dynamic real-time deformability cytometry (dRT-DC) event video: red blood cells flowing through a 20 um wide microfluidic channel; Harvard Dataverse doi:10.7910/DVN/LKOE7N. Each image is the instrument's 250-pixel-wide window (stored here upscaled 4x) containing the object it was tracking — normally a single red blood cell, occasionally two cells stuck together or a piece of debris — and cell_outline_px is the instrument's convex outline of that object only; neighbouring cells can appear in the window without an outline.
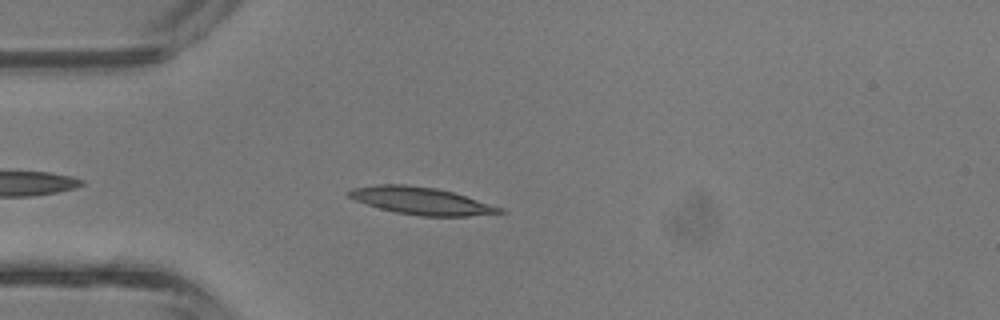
{"species": "common noctule bat (a hibernating species)", "species_latin": "Nyctalus noctula", "temperature_condition": "room temperature", "stored_images_in_passage": 33, "camera_frame_rate_fps": 3000, "um_per_image_px": 0.085, "animal": {"sex": "male", "body_mass_g": 13.3}, "frame": {"image": 1, "passage_image": 4, "time_ms": 1.0, "image_size_px": [1000, 320], "cell_outline_px": [[508, 212], [468, 216], [420, 216], [396, 212], [380, 208], [356, 200], [348, 196], [344, 192], [352, 188], [376, 184], [408, 184], [436, 188], [452, 192], [504, 208]], "centroid_in_image_um": [35.8, 17.06], "position_along_channel_um": 49.2, "area_um2": 23.99}}
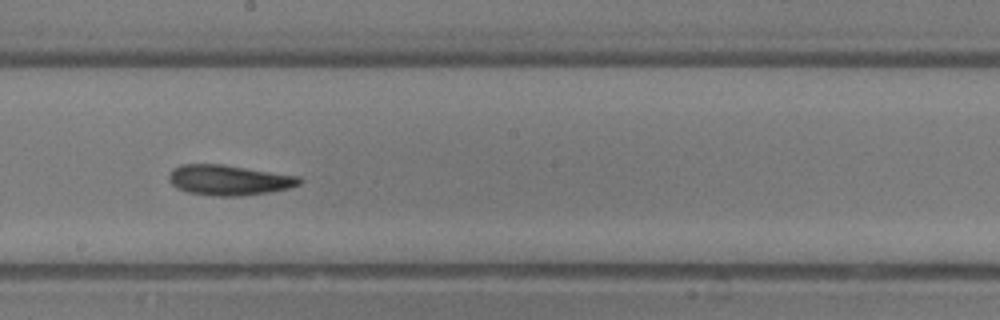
{"frame": {"image": 2, "passage_image": 16, "time_ms": 5.0, "image_size_px": [1000, 320], "cell_outline_px": [[304, 180], [300, 184], [288, 188], [268, 192], [240, 196], [212, 196], [188, 192], [176, 188], [168, 180], [168, 176], [172, 168], [180, 164], [224, 164], [300, 176]], "centroid_in_image_um": [19.44, 15.3], "position_along_channel_um": 228.8, "area_um2": 23.29}}
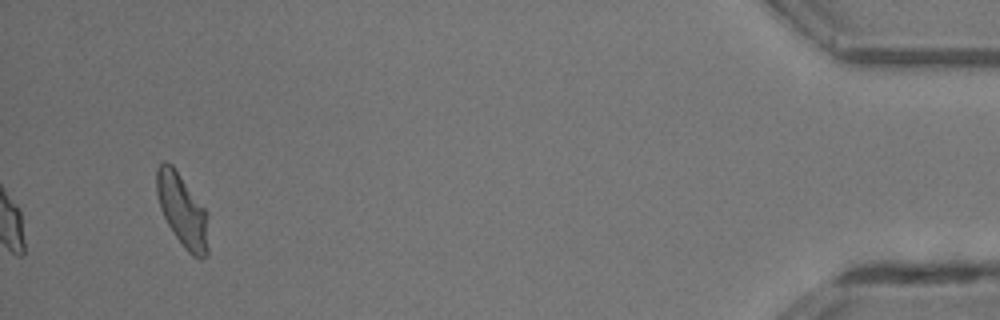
{"frame": {"image": 3, "passage_image": 33, "time_ms": 10.667, "image_size_px": [1000, 320], "cell_outline_px": [[208, 252], [200, 260], [192, 256], [184, 248], [168, 224], [160, 208], [156, 192], [156, 172], [160, 164], [164, 160], [172, 164], [208, 212]], "centroid_in_image_um": [15.52, 17.89], "position_along_channel_um": 419.7, "area_um2": 22.02}, "authors_computed_cell_mechanics": {"area_um2": 22.5998, "velocity_mm_per_s": 4.8053, "shape_relaxation_time_tau1_ms": 10.07, "shape_relaxation_time_tau2_ms": 4.5002, "deformation_change_tau1": 0.2486, "deformation_change_tau2": 0.1473}}